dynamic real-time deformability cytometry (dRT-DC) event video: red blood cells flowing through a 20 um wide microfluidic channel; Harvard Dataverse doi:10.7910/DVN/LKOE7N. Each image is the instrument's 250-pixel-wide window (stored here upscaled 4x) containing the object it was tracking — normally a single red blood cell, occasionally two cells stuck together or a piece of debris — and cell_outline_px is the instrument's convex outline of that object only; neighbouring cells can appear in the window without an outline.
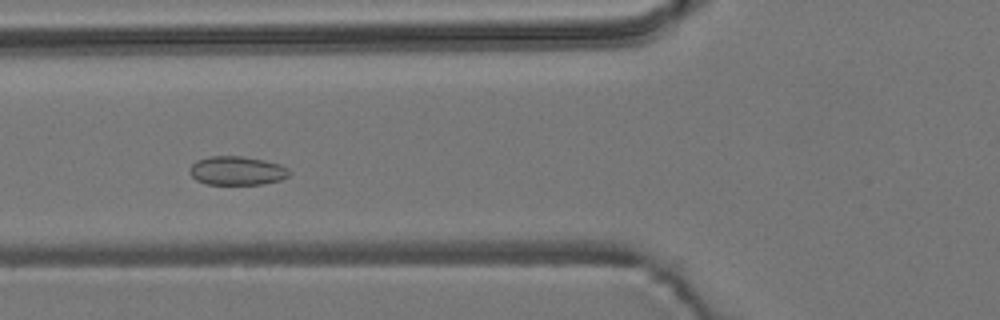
{"species": "common noctule bat (a hibernating species)", "species_latin": "Nyctalus noctula", "temperature_condition": "room temperature", "stored_images_in_passage": 52, "camera_frame_rate_fps": 3000, "um_per_image_px": 0.085, "animal": {"sex": "male", "body_mass_g": 19.2, "forearm_length_mm": 51.8}, "frame": {"image": 1, "passage_image": 17, "time_ms": 5.333, "image_size_px": [1000, 320], "cell_outline_px": [[292, 172], [288, 176], [280, 180], [264, 184], [208, 184], [196, 180], [188, 172], [188, 168], [196, 160], [212, 156], [240, 156], [264, 160], [280, 164], [288, 168]], "centroid_in_image_um": [20.14, 14.51], "position_along_channel_um": 105.7, "area_um2": 16.82}}
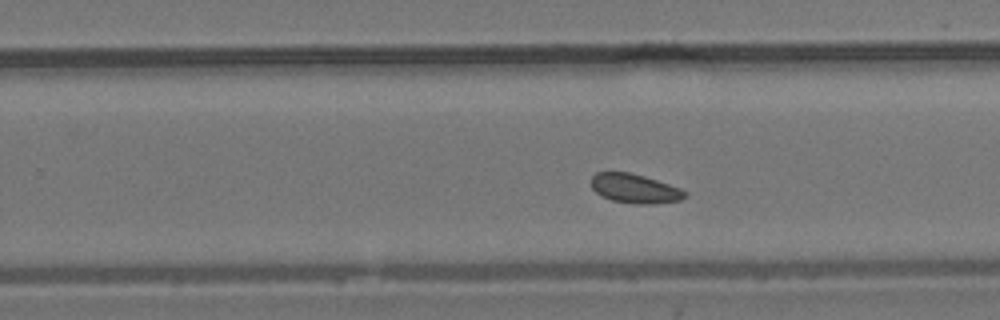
{"frame": {"image": 2, "passage_image": 31, "time_ms": 10.0, "image_size_px": [1000, 320], "cell_outline_px": [[688, 196], [680, 200], [652, 204], [632, 204], [612, 200], [600, 196], [592, 188], [592, 176], [596, 172], [628, 172], [644, 176], [680, 188], [688, 192]], "centroid_in_image_um": [53.96, 16.04], "position_along_channel_um": 275.8, "area_um2": 16.01}}
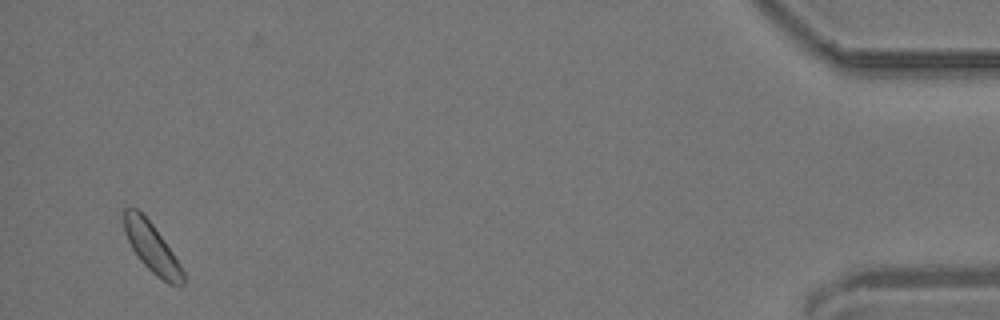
{"frame": {"image": 3, "passage_image": 50, "time_ms": 16.333, "image_size_px": [1000, 320], "cell_outline_px": [[184, 284], [180, 288], [168, 284], [156, 276], [140, 260], [132, 248], [124, 232], [124, 208], [136, 208], [152, 224], [164, 240], [180, 264], [184, 272]], "centroid_in_image_um": [12.93, 21.11], "position_along_channel_um": 422.3, "area_um2": 16.88}, "authors_computed_cell_mechanics": {"area_um2": 16.6464, "velocity_mm_per_s": 3.6539, "shape_relaxation_time_tau1_ms": null, "shape_relaxation_time_tau2_ms": 8.8311, "deformation_change_tau1": null, "deformation_change_tau2": 0.1108}}